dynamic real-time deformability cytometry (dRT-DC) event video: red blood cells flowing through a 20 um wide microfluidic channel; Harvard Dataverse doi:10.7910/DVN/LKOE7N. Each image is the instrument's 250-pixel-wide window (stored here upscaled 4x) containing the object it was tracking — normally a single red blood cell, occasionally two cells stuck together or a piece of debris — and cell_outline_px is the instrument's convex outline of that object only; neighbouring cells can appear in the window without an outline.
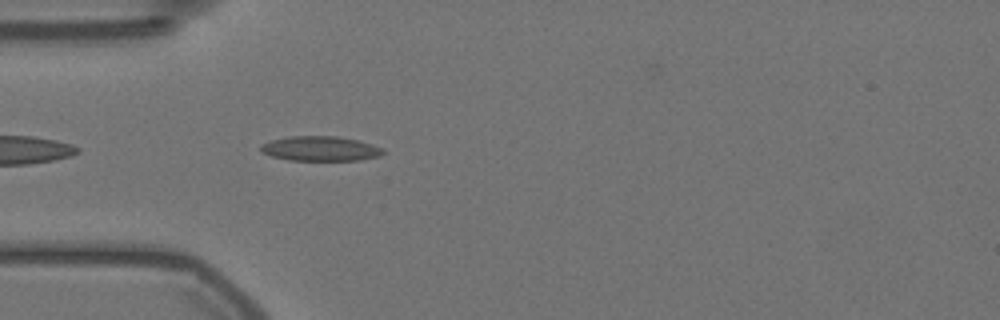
{"species": "Egyptian fruit bat (a non-hibernating species)", "species_latin": "Rousettus aegyptiacus", "temperature_condition": "warm", "stored_images_in_passage": 37, "camera_frame_rate_fps": 3000, "um_per_image_px": 0.085, "animal": {"sex": "female"}, "frame": {"image": 1, "passage_image": 3, "time_ms": 0.667, "image_size_px": [1000, 320], "cell_outline_px": [[384, 152], [380, 156], [360, 160], [288, 160], [272, 156], [260, 152], [260, 144], [272, 140], [288, 136], [336, 136], [356, 140], [372, 144], [384, 148]], "centroid_in_image_um": [27.22, 12.63], "position_along_channel_um": 57.8, "area_um2": 17.69}}
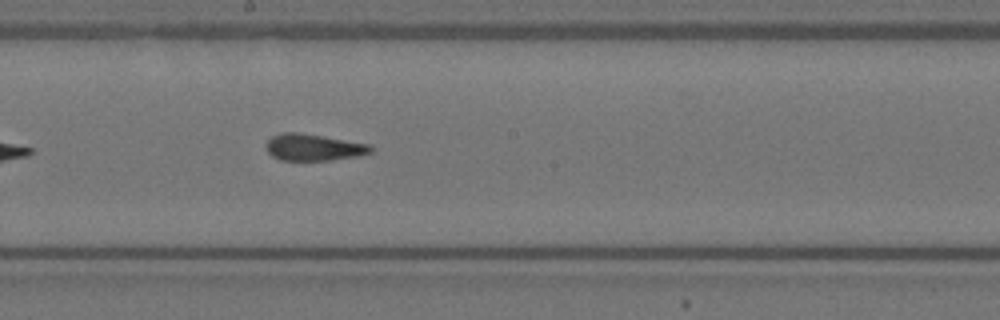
{"frame": {"image": 2, "passage_image": 17, "time_ms": 5.333, "image_size_px": [1000, 320], "cell_outline_px": [[372, 152], [360, 156], [332, 160], [280, 160], [272, 156], [268, 152], [264, 144], [272, 136], [280, 132], [296, 132], [372, 144]], "centroid_in_image_um": [26.65, 12.52], "position_along_channel_um": 221.5, "area_um2": 16.42}}
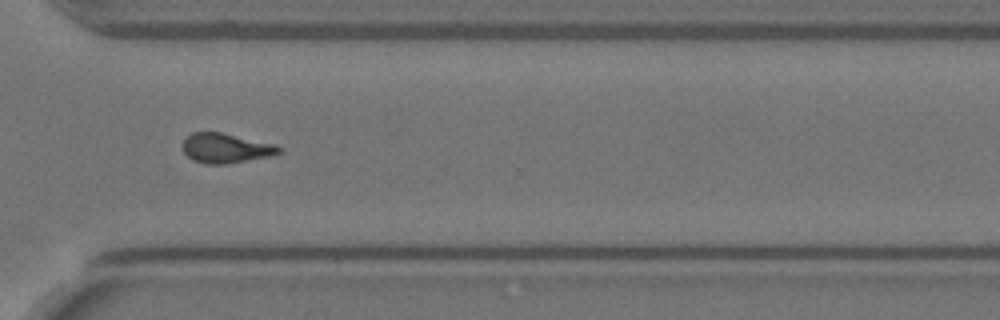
{"frame": {"image": 3, "passage_image": 28, "time_ms": 9.0, "image_size_px": [1000, 320], "cell_outline_px": [[284, 148], [280, 152], [268, 156], [224, 164], [208, 164], [192, 160], [184, 152], [184, 140], [192, 132], [220, 132], [276, 144]], "centroid_in_image_um": [19.21, 12.58], "position_along_channel_um": 351.4, "area_um2": 16.42}, "authors_computed_cell_mechanics": {"area_um2": 16.7042, "velocity_mm_per_s": 3.5588, "shape_relaxation_time_tau1_ms": null, "shape_relaxation_time_tau2_ms": 2.1338, "deformation_change_tau1": null, "deformation_change_tau2": 0.0862}}